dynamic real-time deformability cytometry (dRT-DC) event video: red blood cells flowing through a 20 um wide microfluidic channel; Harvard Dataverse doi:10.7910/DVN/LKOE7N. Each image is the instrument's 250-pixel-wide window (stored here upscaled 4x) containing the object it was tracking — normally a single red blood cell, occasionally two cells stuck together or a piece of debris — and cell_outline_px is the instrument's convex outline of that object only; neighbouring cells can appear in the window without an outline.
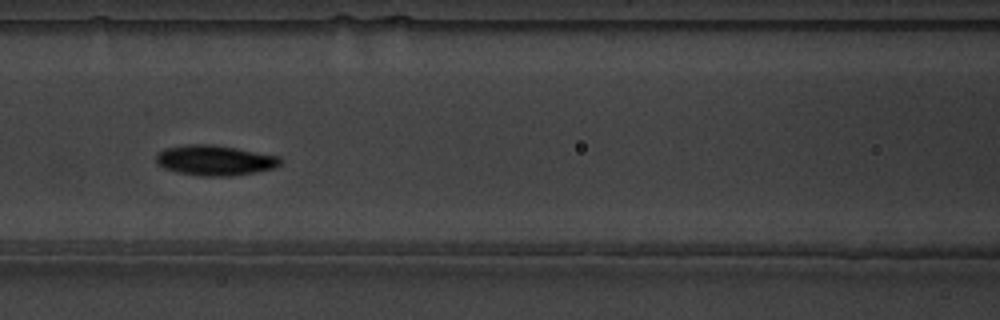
{"species": "common noctule bat (a hibernating species)", "species_latin": "Nyctalus noctula", "temperature_condition": "warm", "stored_images_in_passage": 7, "camera_frame_rate_fps": 3000, "um_per_image_px": 0.085, "animal": {"sex": "male", "body_mass_g": 19.5, "forearm_length_mm": 54.6}, "frame": {"image": 1, "passage_image": 6, "time_ms": 1.667, "image_size_px": [1000, 320], "cell_outline_px": [[284, 160], [280, 164], [272, 168], [256, 172], [232, 176], [200, 176], [180, 172], [164, 168], [156, 164], [156, 156], [164, 148], [184, 144], [212, 144], [236, 148], [280, 156]], "centroid_in_image_um": [18.27, 13.62], "position_along_channel_um": 148.3, "area_um2": 21.96}}
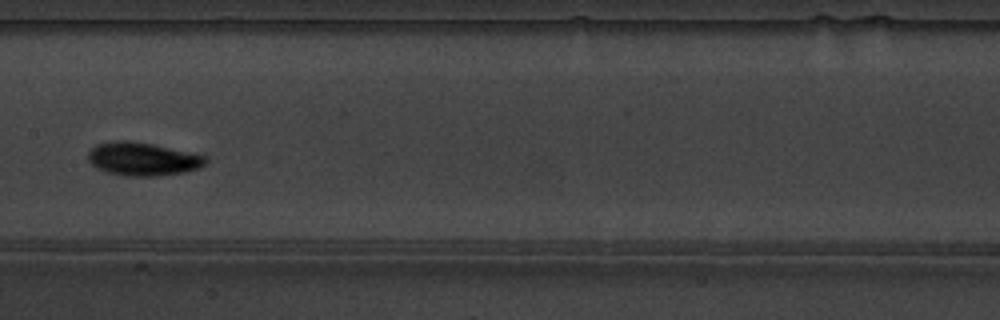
{"frame": {"image": 2, "passage_image": 7, "time_ms": 2.0, "image_size_px": [1000, 320], "cell_outline_px": [[208, 160], [200, 168], [184, 172], [156, 176], [128, 176], [108, 172], [96, 168], [88, 160], [88, 152], [96, 144], [112, 140], [128, 140], [152, 144], [204, 156]], "centroid_in_image_um": [12.08, 13.51], "position_along_channel_um": 195.3, "area_um2": 22.6}}